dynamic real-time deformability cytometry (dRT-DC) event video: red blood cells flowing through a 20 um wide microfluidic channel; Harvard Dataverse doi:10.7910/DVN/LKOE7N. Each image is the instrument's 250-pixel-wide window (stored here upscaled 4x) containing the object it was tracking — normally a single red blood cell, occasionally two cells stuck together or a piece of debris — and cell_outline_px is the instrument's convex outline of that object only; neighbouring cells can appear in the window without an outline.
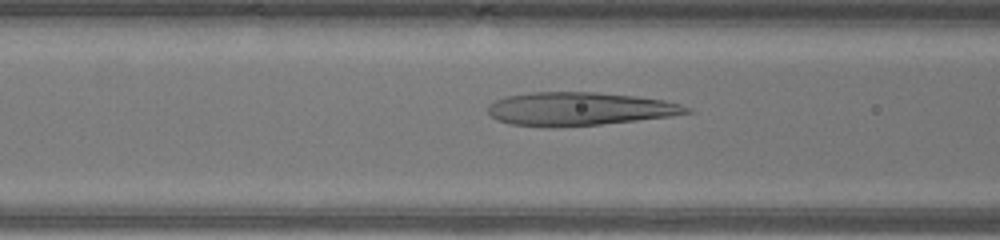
{"species": "human", "species_latin": "Homo sapiens", "temperature_condition": "warm", "stored_images_in_passage": 26, "camera_frame_rate_fps": 3000, "um_per_image_px": 0.085, "donor": {"sex": "male"}, "frame": {"image": 1, "passage_image": 6, "time_ms": 1.667, "image_size_px": [1000, 240], "cell_outline_px": [[696, 112], [672, 116], [600, 124], [556, 128], [548, 128], [508, 124], [496, 120], [488, 112], [488, 104], [496, 100], [508, 96], [528, 92], [596, 92], [636, 96], [664, 100], [680, 104], [692, 108]], "centroid_in_image_um": [49.24, 9.27], "position_along_channel_um": 117.4, "area_um2": 39.02}}
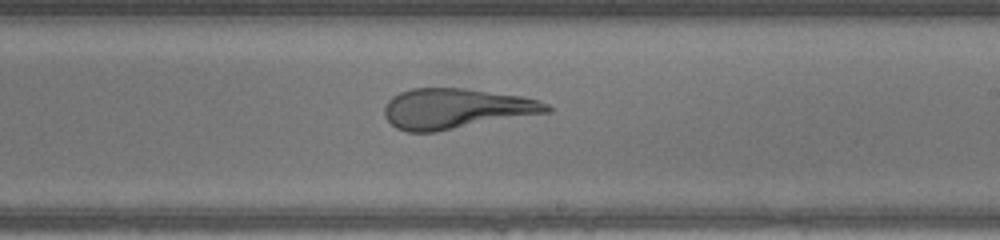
{"frame": {"image": 2, "passage_image": 15, "time_ms": 4.667, "image_size_px": [1000, 240], "cell_outline_px": [[552, 112], [436, 132], [408, 132], [396, 128], [384, 116], [384, 108], [388, 100], [392, 96], [400, 92], [412, 88], [464, 88], [520, 96], [540, 100], [548, 104], [552, 108]], "centroid_in_image_um": [38.78, 9.24], "position_along_channel_um": 250.2, "area_um2": 38.32}}
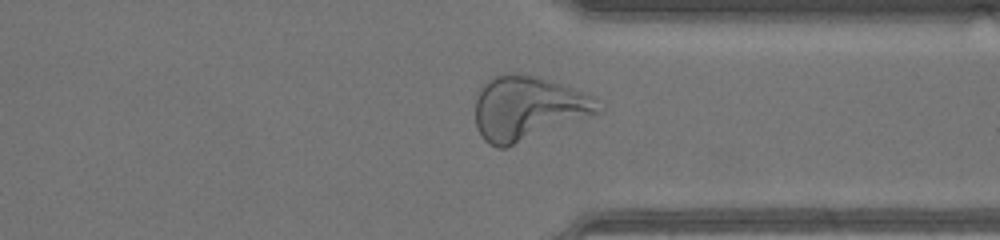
{"frame": {"image": 3, "passage_image": 23, "time_ms": 7.333, "image_size_px": [1000, 240], "cell_outline_px": [[604, 108], [600, 112], [504, 148], [496, 148], [488, 144], [484, 140], [476, 128], [476, 100], [480, 88], [488, 80], [504, 72], [512, 72], [532, 76], [588, 92], [596, 96]], "centroid_in_image_um": [44.88, 9.18], "position_along_channel_um": 366.5, "area_um2": 45.66}}